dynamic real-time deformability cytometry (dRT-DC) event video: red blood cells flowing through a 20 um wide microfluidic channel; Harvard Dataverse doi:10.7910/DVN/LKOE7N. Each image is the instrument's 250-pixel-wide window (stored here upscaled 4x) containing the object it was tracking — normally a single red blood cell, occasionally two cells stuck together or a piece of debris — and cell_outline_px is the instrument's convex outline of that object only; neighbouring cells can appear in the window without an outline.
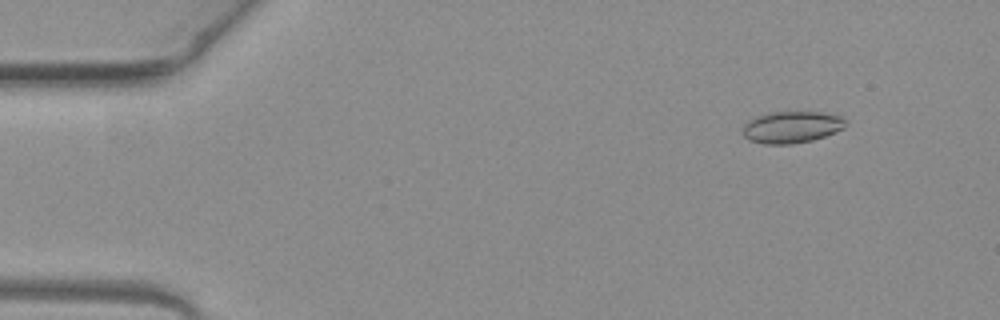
{"species": "common noctule bat (a hibernating species)", "species_latin": "Nyctalus noctula", "temperature_condition": "warm", "stored_images_in_passage": 30, "camera_frame_rate_fps": 3000, "um_per_image_px": 0.085, "animal": {"sex": "female", "body_mass_g": 19.3, "forearm_length_mm": 54.1}, "frame": {"image": 1, "passage_image": 6, "time_ms": 1.667, "image_size_px": [1000, 320], "cell_outline_px": [[844, 128], [824, 136], [812, 140], [792, 144], [764, 144], [748, 140], [744, 136], [744, 124], [748, 120], [756, 116], [768, 112], [824, 112], [840, 116], [844, 120]], "centroid_in_image_um": [67.25, 10.8], "position_along_channel_um": 17.7, "area_um2": 18.96}}
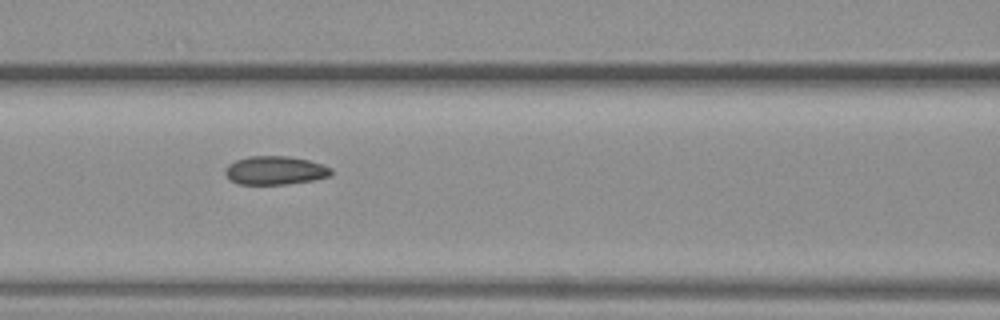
{"frame": {"image": 2, "passage_image": 23, "time_ms": 7.333, "image_size_px": [1000, 320], "cell_outline_px": [[332, 176], [312, 180], [284, 184], [240, 184], [232, 180], [224, 172], [224, 168], [228, 164], [236, 160], [248, 156], [288, 156], [308, 160], [332, 168]], "centroid_in_image_um": [23.38, 14.47], "position_along_channel_um": 143.2, "area_um2": 17.51}}
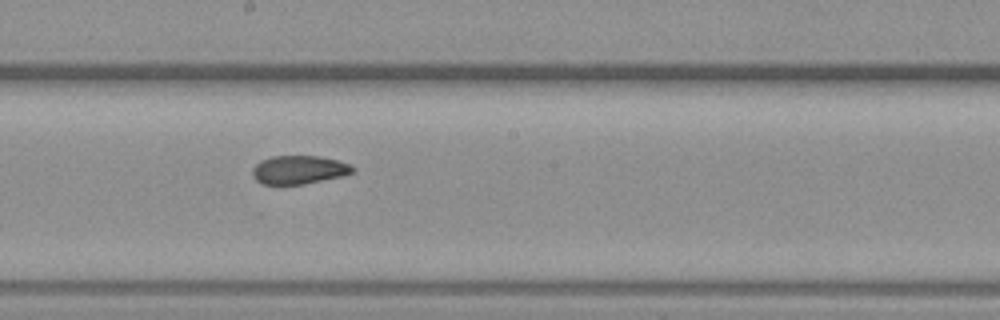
{"frame": {"image": 3, "passage_image": 29, "time_ms": 9.333, "image_size_px": [1000, 320], "cell_outline_px": [[356, 168], [352, 172], [340, 176], [304, 184], [264, 184], [256, 180], [252, 176], [252, 168], [260, 160], [272, 156], [320, 156], [352, 164]], "centroid_in_image_um": [25.39, 14.42], "position_along_channel_um": 222.8, "area_um2": 16.59}}